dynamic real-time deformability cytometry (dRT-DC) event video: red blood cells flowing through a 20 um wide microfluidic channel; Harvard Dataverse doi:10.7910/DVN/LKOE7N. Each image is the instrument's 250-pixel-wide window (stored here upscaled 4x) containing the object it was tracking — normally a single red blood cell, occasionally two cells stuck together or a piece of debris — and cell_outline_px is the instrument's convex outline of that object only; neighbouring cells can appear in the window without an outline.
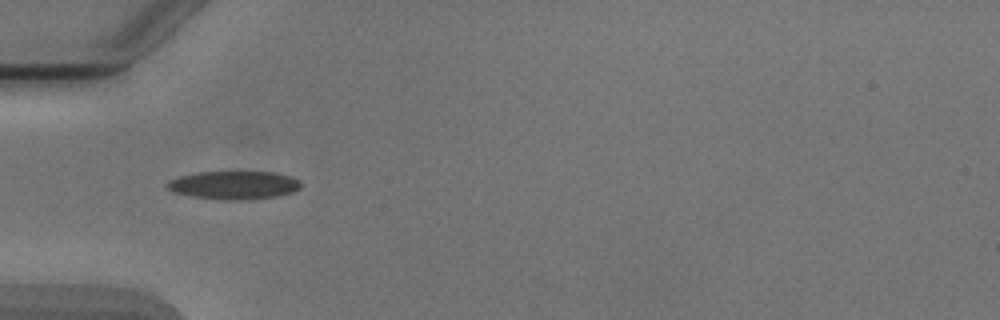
{"species": "Egyptian fruit bat (a non-hibernating species)", "species_latin": "Rousettus aegyptiacus", "temperature_condition": "cold", "stored_images_in_passage": 7, "camera_frame_rate_fps": 3000, "um_per_image_px": 0.085, "animal": {"sex": "male"}, "frame": {"image": 1, "passage_image": 5, "time_ms": 4.667, "image_size_px": [1000, 320], "cell_outline_px": [[300, 188], [292, 192], [280, 196], [248, 200], [228, 200], [192, 196], [172, 192], [164, 184], [168, 180], [180, 176], [196, 172], [276, 172], [292, 176], [300, 180]], "centroid_in_image_um": [19.9, 15.73], "position_along_channel_um": 65.1, "area_um2": 22.25}}
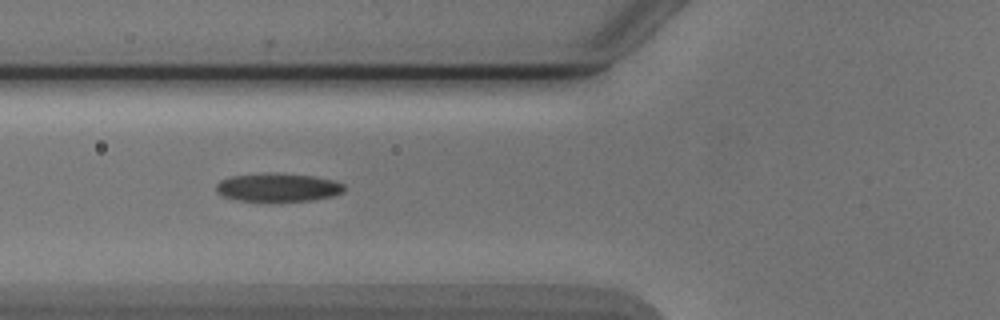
{"frame": {"image": 2, "passage_image": 6, "time_ms": 5.667, "image_size_px": [1000, 320], "cell_outline_px": [[348, 188], [344, 192], [336, 196], [312, 200], [236, 200], [224, 196], [216, 192], [216, 184], [220, 180], [232, 176], [272, 172], [276, 172], [312, 176], [336, 180], [344, 184]], "centroid_in_image_um": [23.7, 15.91], "position_along_channel_um": 102.1, "area_um2": 21.27}}
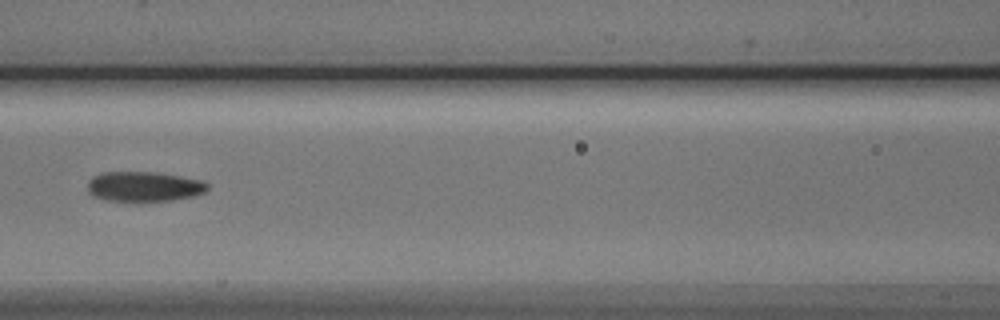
{"frame": {"image": 3, "passage_image": 7, "time_ms": 7.0, "image_size_px": [1000, 320], "cell_outline_px": [[208, 188], [204, 192], [196, 196], [172, 200], [108, 200], [92, 196], [88, 192], [88, 180], [92, 176], [100, 172], [156, 172], [180, 176], [200, 180], [208, 184]], "centroid_in_image_um": [12.22, 15.84], "position_along_channel_um": 154.4, "area_um2": 20.81}}